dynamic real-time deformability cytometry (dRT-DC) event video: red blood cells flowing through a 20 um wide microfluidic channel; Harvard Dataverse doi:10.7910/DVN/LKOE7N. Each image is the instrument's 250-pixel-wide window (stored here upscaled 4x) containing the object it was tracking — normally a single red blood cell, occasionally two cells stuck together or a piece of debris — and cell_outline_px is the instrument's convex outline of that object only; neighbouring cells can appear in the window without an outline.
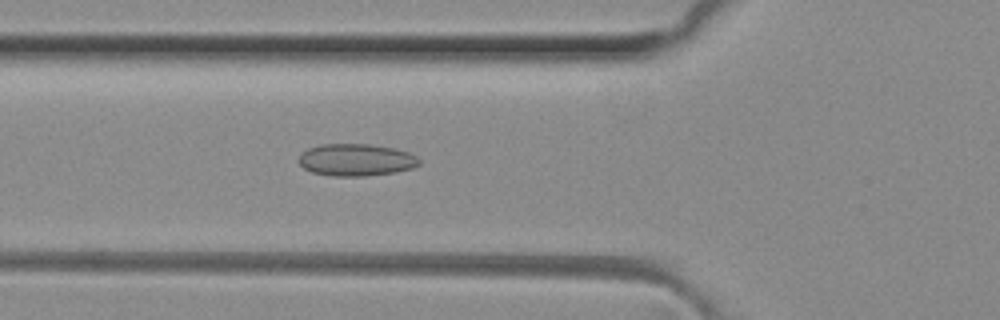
{"species": "common noctule bat (a hibernating species)", "species_latin": "Nyctalus noctula", "temperature_condition": "room temperature", "stored_images_in_passage": 50, "camera_frame_rate_fps": 3000, "um_per_image_px": 0.085, "animal": {"sex": "female", "body_mass_g": 29.2, "forearm_length_mm": 56.3}, "frame": {"image": 1, "passage_image": 18, "time_ms": 5.667, "image_size_px": [1000, 320], "cell_outline_px": [[420, 164], [412, 168], [396, 172], [364, 176], [332, 176], [312, 172], [304, 168], [296, 160], [308, 148], [320, 144], [368, 144], [392, 148], [408, 152], [416, 156], [420, 160]], "centroid_in_image_um": [30.26, 13.59], "position_along_channel_um": 95.5, "area_um2": 22.54}}
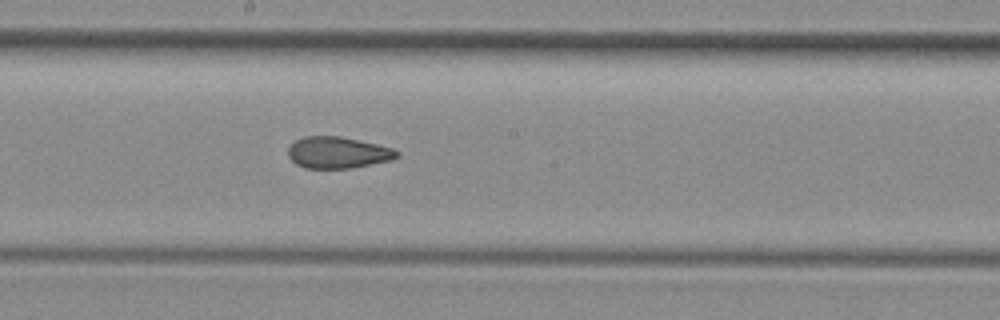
{"frame": {"image": 2, "passage_image": 27, "time_ms": 8.667, "image_size_px": [1000, 320], "cell_outline_px": [[400, 156], [392, 160], [352, 168], [304, 168], [296, 164], [288, 156], [288, 148], [296, 140], [304, 136], [340, 136], [376, 144], [392, 148], [400, 152]], "centroid_in_image_um": [28.73, 12.97], "position_along_channel_um": 219.5, "area_um2": 20.0}}
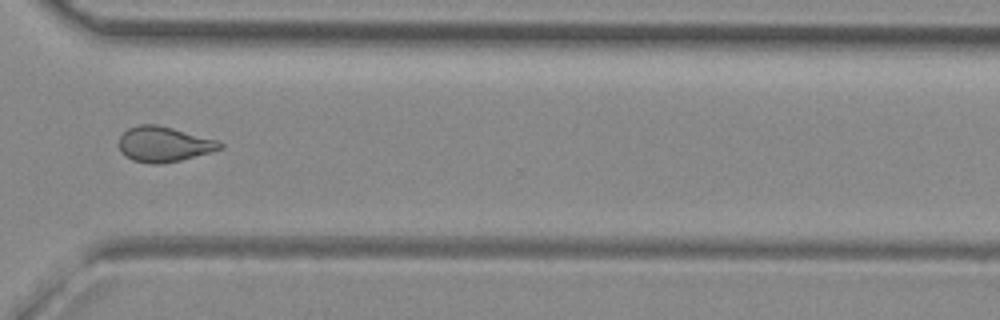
{"frame": {"image": 3, "passage_image": 37, "time_ms": 12.0, "image_size_px": [1000, 320], "cell_outline_px": [[224, 148], [212, 152], [180, 160], [160, 164], [152, 164], [132, 160], [124, 156], [120, 152], [120, 136], [128, 128], [140, 124], [156, 124], [220, 140], [224, 144]], "centroid_in_image_um": [13.96, 12.26], "position_along_channel_um": 356.6, "area_um2": 20.92}}